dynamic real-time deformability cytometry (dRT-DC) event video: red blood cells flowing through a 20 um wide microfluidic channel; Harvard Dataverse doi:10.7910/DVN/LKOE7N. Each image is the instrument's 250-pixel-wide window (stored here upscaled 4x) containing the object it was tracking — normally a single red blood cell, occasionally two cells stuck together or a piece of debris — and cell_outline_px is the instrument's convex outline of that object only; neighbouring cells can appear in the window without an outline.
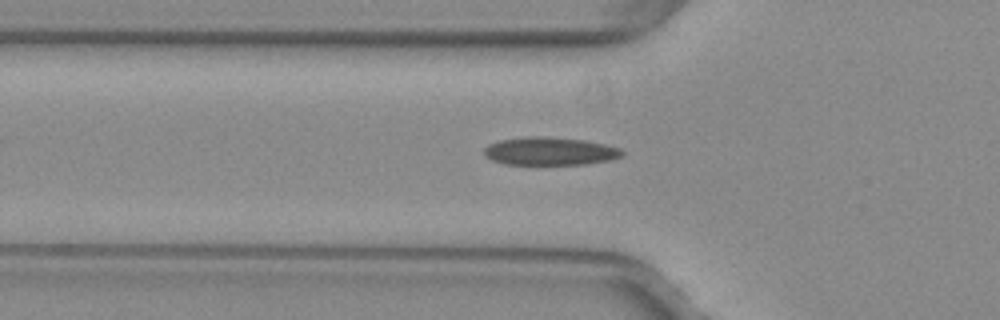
{"species": "common noctule bat (a hibernating species)", "species_latin": "Nyctalus noctula", "temperature_condition": "warm", "stored_images_in_passage": 27, "camera_frame_rate_fps": 3000, "um_per_image_px": 0.085, "animal": {"sex": "female", "body_mass_g": 29.2, "forearm_length_mm": 56.3}, "frame": {"image": 1, "passage_image": 8, "time_ms": 2.333, "image_size_px": [1000, 320], "cell_outline_px": [[624, 156], [612, 160], [584, 164], [504, 164], [492, 160], [484, 156], [484, 148], [488, 144], [500, 140], [528, 136], [540, 136], [584, 140], [604, 144], [620, 148], [624, 152]], "centroid_in_image_um": [46.75, 12.85], "position_along_channel_um": 79.1, "area_um2": 22.6}}
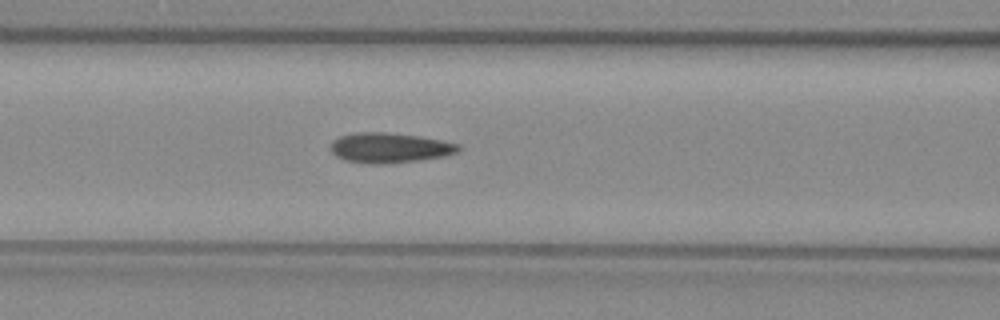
{"frame": {"image": 2, "passage_image": 12, "time_ms": 3.667, "image_size_px": [1000, 320], "cell_outline_px": [[460, 148], [456, 152], [444, 156], [420, 160], [380, 164], [368, 164], [344, 160], [336, 156], [332, 152], [332, 140], [340, 136], [356, 132], [384, 132], [420, 136], [460, 144]], "centroid_in_image_um": [33.1, 12.56], "position_along_channel_um": 133.5, "area_um2": 22.31}}